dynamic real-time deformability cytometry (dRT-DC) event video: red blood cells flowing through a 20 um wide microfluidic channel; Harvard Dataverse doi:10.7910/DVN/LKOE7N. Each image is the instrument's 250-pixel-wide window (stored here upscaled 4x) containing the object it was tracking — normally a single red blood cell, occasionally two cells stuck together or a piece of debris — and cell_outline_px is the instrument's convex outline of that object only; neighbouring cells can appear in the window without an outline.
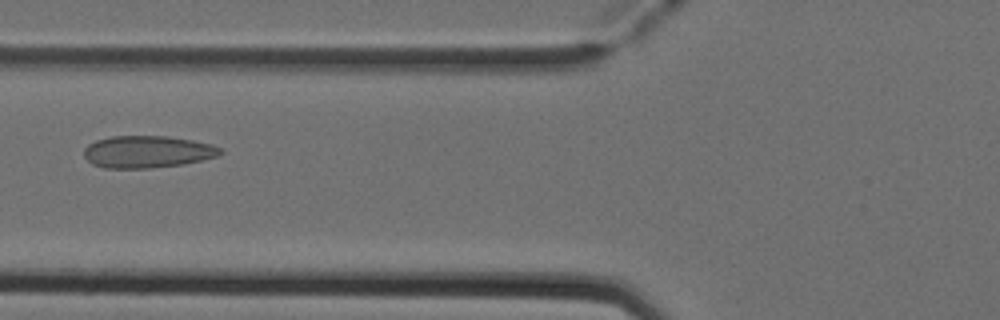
{"species": "Egyptian fruit bat (a non-hibernating species)", "species_latin": "Rousettus aegyptiacus", "temperature_condition": "cold", "stored_images_in_passage": 2, "camera_frame_rate_fps": 3000, "um_per_image_px": 0.085, "animal": {"sex": "female"}, "frame": {"image": 1, "passage_image": 2, "time_ms": 0.333, "image_size_px": [1000, 320], "cell_outline_px": [[224, 152], [216, 156], [184, 164], [148, 168], [104, 168], [92, 164], [84, 156], [84, 148], [88, 144], [96, 140], [112, 136], [168, 136], [192, 140], [212, 144], [220, 148]], "centroid_in_image_um": [12.51, 12.9], "position_along_channel_um": 113.3, "area_um2": 25.49}}